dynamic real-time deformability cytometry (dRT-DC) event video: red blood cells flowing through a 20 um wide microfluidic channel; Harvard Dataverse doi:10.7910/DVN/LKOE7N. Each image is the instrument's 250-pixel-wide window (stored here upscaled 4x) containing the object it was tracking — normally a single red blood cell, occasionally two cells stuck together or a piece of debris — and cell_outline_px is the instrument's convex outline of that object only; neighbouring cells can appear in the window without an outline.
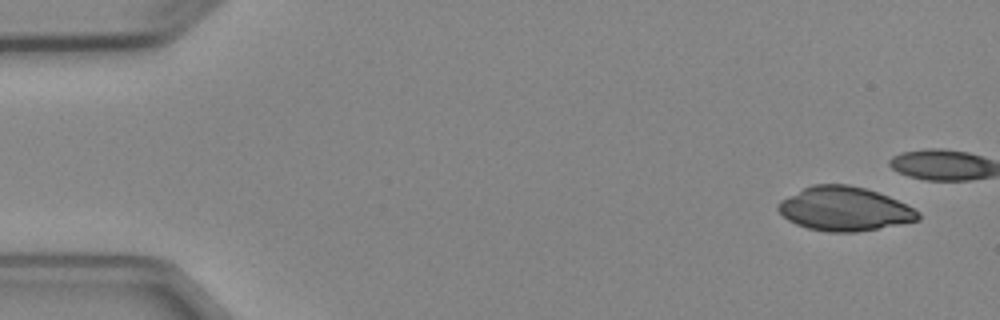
{"species": "Egyptian fruit bat (a non-hibernating species)", "species_latin": "Rousettus aegyptiacus", "temperature_condition": "cold", "stored_images_in_passage": 7, "camera_frame_rate_fps": 3000, "um_per_image_px": 0.085, "animal": {"sex": "female"}, "frame": {"image": 1, "passage_image": 1, "time_ms": 0.0, "image_size_px": [1000, 320], "cell_outline_px": [[920, 220], [900, 224], [856, 232], [828, 232], [808, 228], [796, 224], [788, 220], [776, 208], [780, 200], [812, 184], [848, 184], [864, 188], [888, 196], [920, 212]], "centroid_in_image_um": [71.76, 17.76], "position_along_channel_um": 13.2, "area_um2": 35.6}}
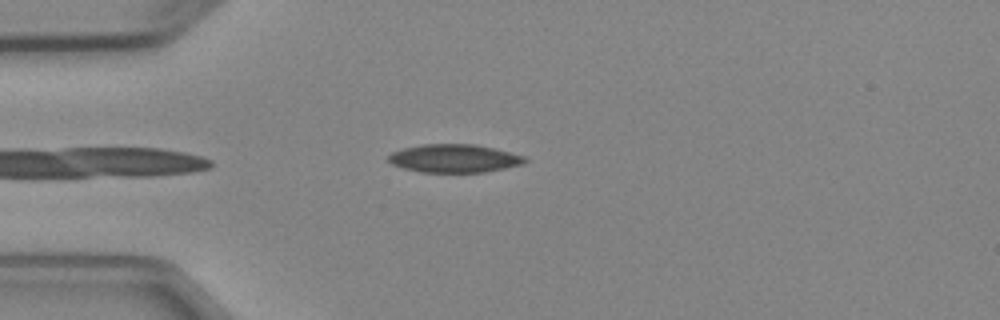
{"frame": {"image": 2, "passage_image": 5, "time_ms": 4.667, "image_size_px": [1000, 320], "cell_outline_px": [[528, 160], [524, 164], [484, 172], [420, 172], [404, 168], [392, 164], [388, 160], [388, 156], [392, 152], [404, 148], [420, 144], [476, 144], [524, 156]], "centroid_in_image_um": [38.6, 13.46], "position_along_channel_um": 46.4, "area_um2": 22.31}}